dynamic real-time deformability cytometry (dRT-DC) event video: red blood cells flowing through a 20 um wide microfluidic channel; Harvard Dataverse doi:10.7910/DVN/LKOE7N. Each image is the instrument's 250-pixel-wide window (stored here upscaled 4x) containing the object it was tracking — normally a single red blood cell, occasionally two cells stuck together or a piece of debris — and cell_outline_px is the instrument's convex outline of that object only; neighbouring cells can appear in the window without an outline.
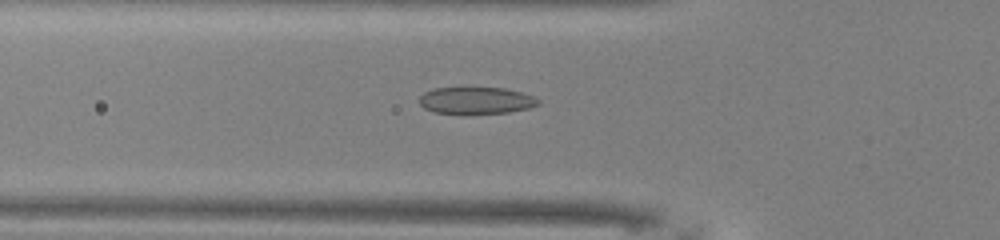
{"species": "common noctule bat (a hibernating species)", "species_latin": "Nyctalus noctula", "temperature_condition": "warm", "stored_images_in_passage": 37, "camera_frame_rate_fps": 3000, "um_per_image_px": 0.085, "animal": {"sex": "male", "body_mass_g": 13.0, "forearm_length_mm": 53.1}, "frame": {"image": 1, "passage_image": 6, "time_ms": 1.667, "image_size_px": [1000, 240], "cell_outline_px": [[540, 104], [528, 108], [508, 112], [432, 112], [424, 108], [420, 104], [420, 96], [424, 92], [432, 88], [504, 88], [520, 92], [532, 96], [540, 100]], "centroid_in_image_um": [40.46, 8.52], "position_along_channel_um": 85.3, "area_um2": 18.09}}
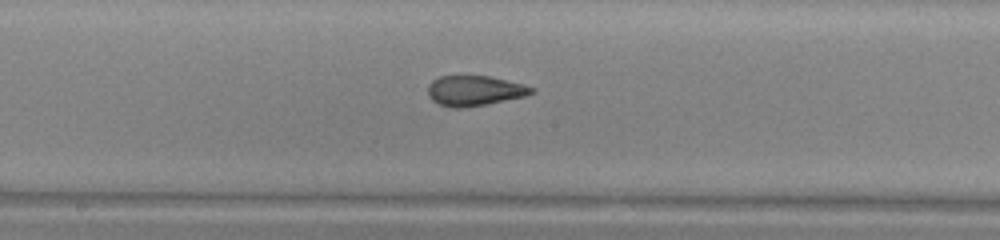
{"frame": {"image": 2, "passage_image": 15, "time_ms": 4.667, "image_size_px": [1000, 240], "cell_outline_px": [[536, 88], [532, 92], [524, 96], [484, 104], [460, 108], [452, 108], [440, 104], [432, 100], [428, 96], [428, 84], [432, 80], [440, 76], [488, 76]], "centroid_in_image_um": [40.26, 7.7], "position_along_channel_um": 207.9, "area_um2": 17.8}}
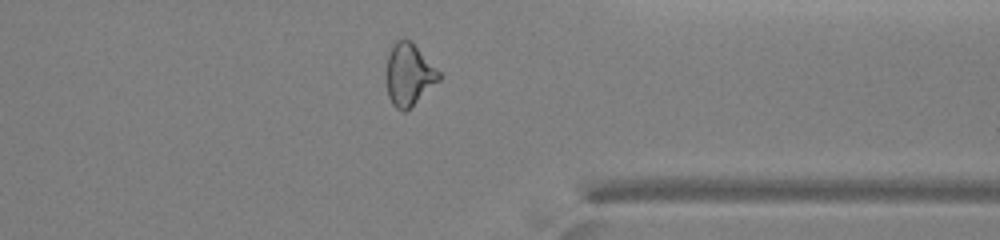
{"frame": {"image": 3, "passage_image": 28, "time_ms": 9.0, "image_size_px": [1000, 240], "cell_outline_px": [[440, 80], [404, 112], [396, 108], [392, 104], [388, 96], [384, 76], [384, 72], [388, 56], [396, 40], [404, 36], [440, 72]], "centroid_in_image_um": [34.7, 6.35], "position_along_channel_um": 376.7, "area_um2": 18.9}, "authors_computed_cell_mechanics": {"area_um2": 18.8428, "velocity_mm_per_s": 4.0722, "shape_relaxation_time_tau1_ms": 8.8008, "shape_relaxation_time_tau2_ms": 1.0211, "deformation_change_tau1": 0.2386, "deformation_change_tau2": 0.0755}}